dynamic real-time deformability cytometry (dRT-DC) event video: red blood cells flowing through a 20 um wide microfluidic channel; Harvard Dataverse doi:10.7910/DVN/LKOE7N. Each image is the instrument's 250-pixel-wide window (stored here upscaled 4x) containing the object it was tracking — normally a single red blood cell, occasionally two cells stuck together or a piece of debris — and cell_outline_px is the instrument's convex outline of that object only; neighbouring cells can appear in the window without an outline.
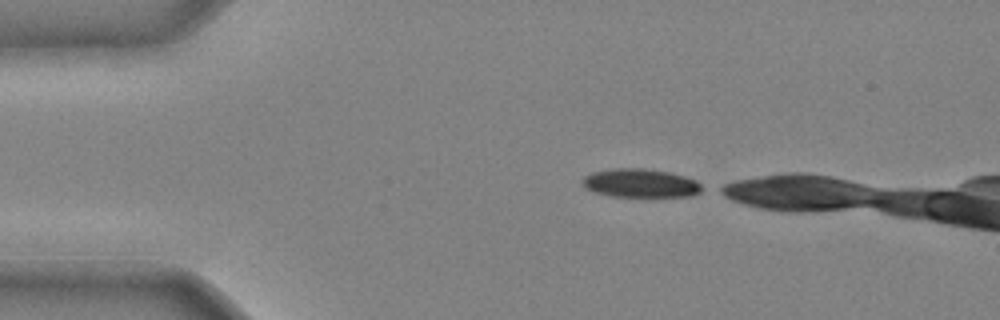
{"species": "common noctule bat (a hibernating species)", "species_latin": "Nyctalus noctula", "temperature_condition": "cold", "stored_images_in_passage": 5, "camera_frame_rate_fps": 3000, "um_per_image_px": 0.085, "animal": {"sex": "male", "body_mass_g": 20.4}, "frame": {"image": 1, "passage_image": 1, "time_ms": 0.0, "image_size_px": [1000, 320], "cell_outline_px": [[708, 188], [692, 196], [612, 196], [596, 192], [584, 188], [580, 180], [584, 176], [592, 172], [616, 168], [644, 168], [668, 172], [684, 176], [696, 180]], "centroid_in_image_um": [54.47, 15.56], "position_along_channel_um": 30.5, "area_um2": 20.06}}